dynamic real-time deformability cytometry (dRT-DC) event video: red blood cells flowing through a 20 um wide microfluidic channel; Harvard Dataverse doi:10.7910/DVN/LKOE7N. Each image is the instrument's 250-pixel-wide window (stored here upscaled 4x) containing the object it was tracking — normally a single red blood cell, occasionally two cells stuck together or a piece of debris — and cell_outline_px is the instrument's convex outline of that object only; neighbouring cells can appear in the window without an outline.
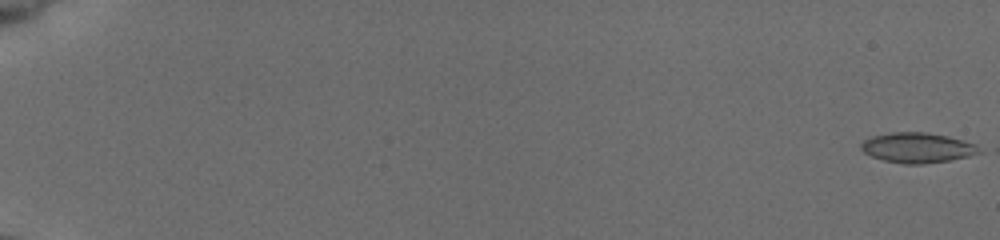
{"species": "common noctule bat (a hibernating species)", "species_latin": "Nyctalus noctula", "temperature_condition": "cold", "stored_images_in_passage": 9, "camera_frame_rate_fps": 3000, "um_per_image_px": 0.085, "animal": {"sex": "female", "body_mass_g": 19.5, "forearm_length_mm": 54.1}, "frame": {"image": 1, "passage_image": 1, "time_ms": 0.0, "image_size_px": [1000, 240], "cell_outline_px": [[984, 148], [980, 152], [968, 156], [948, 160], [920, 164], [904, 164], [884, 160], [872, 156], [864, 152], [860, 148], [860, 144], [864, 140], [872, 136], [892, 132], [924, 132], [948, 136], [976, 144]], "centroid_in_image_um": [77.98, 12.55], "position_along_channel_um": 7.0, "area_um2": 20.63}}